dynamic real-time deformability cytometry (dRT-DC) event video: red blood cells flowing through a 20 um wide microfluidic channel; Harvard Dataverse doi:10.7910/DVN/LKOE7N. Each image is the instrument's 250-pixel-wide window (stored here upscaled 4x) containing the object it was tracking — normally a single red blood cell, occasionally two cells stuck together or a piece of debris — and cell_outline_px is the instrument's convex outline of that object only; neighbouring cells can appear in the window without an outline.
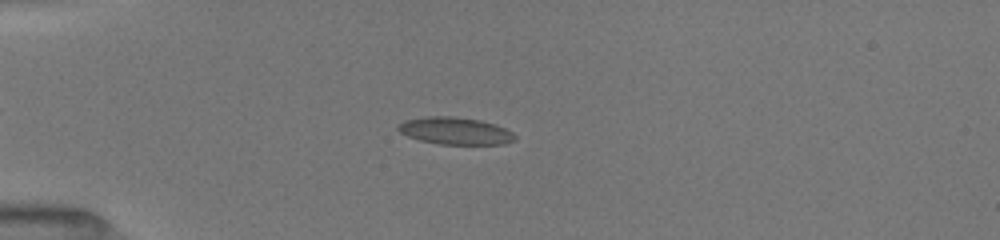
{"species": "common noctule bat (a hibernating species)", "species_latin": "Nyctalus noctula", "temperature_condition": "room temperature", "stored_images_in_passage": 47, "camera_frame_rate_fps": 3000, "um_per_image_px": 0.085, "animal": {"sex": "female", "body_mass_g": 19.5, "forearm_length_mm": 54.1}, "frame": {"image": 1, "passage_image": 14, "time_ms": 4.333, "image_size_px": [1000, 240], "cell_outline_px": [[516, 140], [504, 144], [440, 144], [420, 140], [408, 136], [400, 132], [396, 128], [404, 120], [428, 116], [452, 116], [480, 120], [496, 124], [512, 132], [516, 136]], "centroid_in_image_um": [38.71, 11.12], "position_along_channel_um": 46.3, "area_um2": 18.5}}
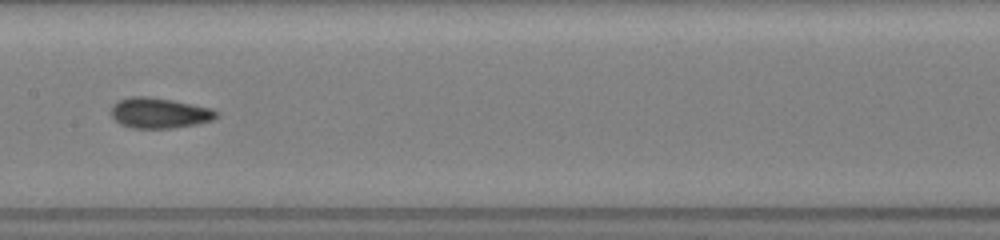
{"frame": {"image": 2, "passage_image": 27, "time_ms": 8.667, "image_size_px": [1000, 240], "cell_outline_px": [[220, 116], [212, 120], [196, 124], [172, 128], [132, 128], [120, 124], [112, 116], [112, 104], [120, 100], [132, 96], [148, 96], [172, 100], [212, 108], [220, 112]], "centroid_in_image_um": [13.58, 9.6], "position_along_channel_um": 193.8, "area_um2": 18.73}}
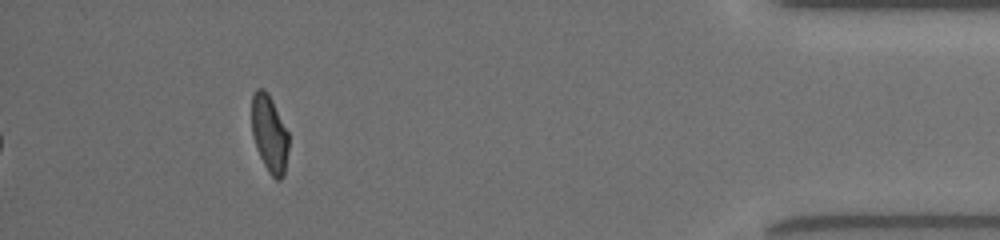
{"frame": {"image": 3, "passage_image": 47, "time_ms": 15.333, "image_size_px": [1000, 240], "cell_outline_px": [[288, 148], [284, 176], [280, 180], [276, 180], [268, 172], [256, 148], [252, 136], [252, 96], [256, 88], [264, 88], [268, 92], [288, 132]], "centroid_in_image_um": [22.89, 11.37], "position_along_channel_um": 412.3, "area_um2": 16.65}, "authors_computed_cell_mechanics": {"area_um2": 18.3226, "velocity_mm_per_s": 4.0429, "shape_relaxation_time_tau1_ms": null, "shape_relaxation_time_tau2_ms": 1.4225, "deformation_change_tau1": null, "deformation_change_tau2": 0.0603}}